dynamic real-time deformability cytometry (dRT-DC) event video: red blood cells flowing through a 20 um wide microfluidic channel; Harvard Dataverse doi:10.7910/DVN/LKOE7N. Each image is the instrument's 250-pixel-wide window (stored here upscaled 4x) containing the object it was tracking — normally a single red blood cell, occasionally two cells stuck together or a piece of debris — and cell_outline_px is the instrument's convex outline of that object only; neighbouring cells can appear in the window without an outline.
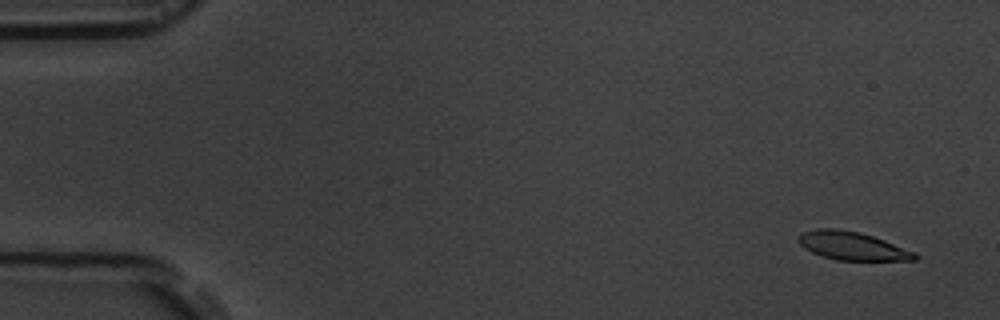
{"species": "common noctule bat (a hibernating species)", "species_latin": "Nyctalus noctula", "temperature_condition": "room temperature", "stored_images_in_passage": 7, "camera_frame_rate_fps": 3000, "um_per_image_px": 0.085, "animal": {"sex": "male", "body_mass_g": 19.5, "forearm_length_mm": 54.6}, "frame": {"image": 1, "passage_image": 2, "time_ms": 1.0, "image_size_px": [1000, 320], "cell_outline_px": [[916, 260], [836, 260], [820, 256], [804, 248], [800, 244], [800, 236], [804, 232], [820, 228], [832, 228], [860, 232], [884, 240], [916, 252]], "centroid_in_image_um": [72.45, 20.91], "position_along_channel_um": 12.5, "area_um2": 18.9}}